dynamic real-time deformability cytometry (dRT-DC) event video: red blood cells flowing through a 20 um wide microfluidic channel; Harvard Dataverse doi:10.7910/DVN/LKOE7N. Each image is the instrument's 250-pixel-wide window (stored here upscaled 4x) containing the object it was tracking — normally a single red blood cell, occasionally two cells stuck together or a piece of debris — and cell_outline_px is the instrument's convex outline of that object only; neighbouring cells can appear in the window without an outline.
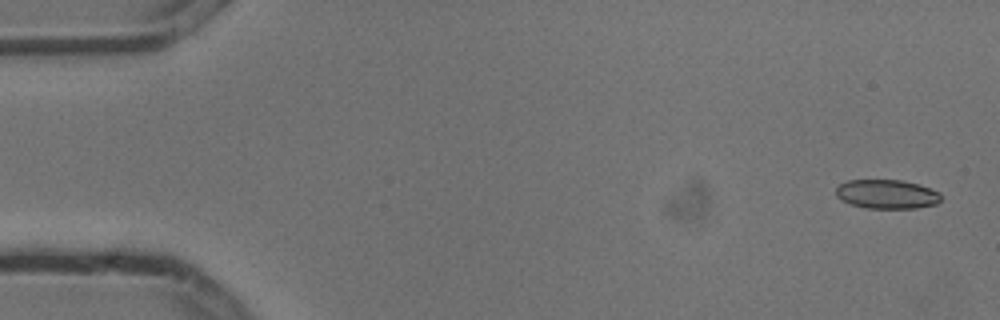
{"species": "common noctule bat (a hibernating species)", "species_latin": "Nyctalus noctula", "temperature_condition": "cold", "stored_images_in_passage": 5, "camera_frame_rate_fps": 3000, "um_per_image_px": 0.085, "animal": {"sex": "male", "body_mass_g": 13.3}, "frame": {"image": 1, "passage_image": 1, "time_ms": 0.0, "image_size_px": [1000, 320], "cell_outline_px": [[940, 200], [936, 204], [916, 208], [864, 208], [852, 204], [836, 196], [836, 188], [840, 184], [848, 180], [900, 180], [920, 184], [940, 192]], "centroid_in_image_um": [75.4, 16.5], "position_along_channel_um": 9.6, "area_um2": 17.74}}
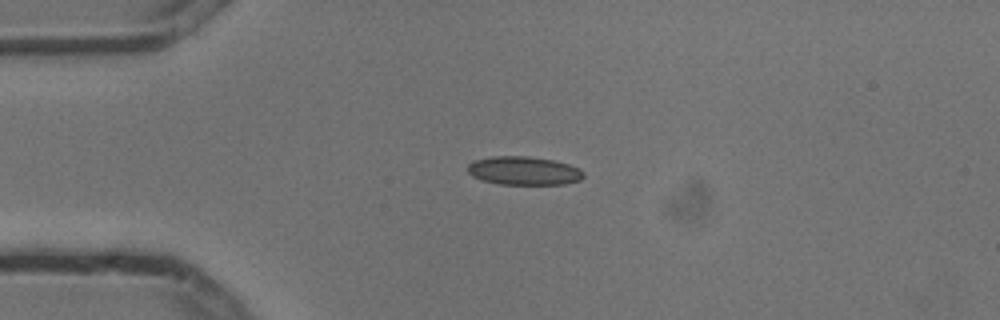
{"frame": {"image": 2, "passage_image": 4, "time_ms": 1.0, "image_size_px": [1000, 320], "cell_outline_px": [[584, 176], [580, 180], [564, 184], [500, 184], [480, 180], [472, 176], [468, 172], [468, 164], [472, 160], [492, 156], [528, 156], [552, 160], [568, 164], [580, 168], [584, 172]], "centroid_in_image_um": [44.5, 14.51], "position_along_channel_um": 40.5, "area_um2": 19.36}}